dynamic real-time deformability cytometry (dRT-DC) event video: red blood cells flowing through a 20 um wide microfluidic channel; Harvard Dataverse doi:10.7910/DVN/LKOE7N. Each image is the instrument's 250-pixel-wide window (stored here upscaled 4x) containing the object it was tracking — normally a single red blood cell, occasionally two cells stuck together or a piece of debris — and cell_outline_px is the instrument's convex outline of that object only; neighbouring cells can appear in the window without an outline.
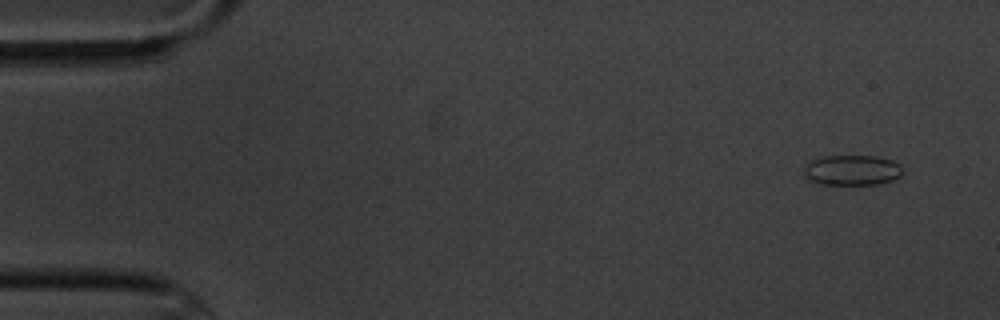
{"species": "common noctule bat (a hibernating species)", "species_latin": "Nyctalus noctula", "temperature_condition": "cold", "stored_images_in_passage": 6, "camera_frame_rate_fps": 3000, "um_per_image_px": 0.085, "animal": {"sex": "male", "body_mass_g": 20.1, "forearm_length_mm": 53.5}, "frame": {"image": 1, "passage_image": 1, "time_ms": 0.0, "image_size_px": [1000, 320], "cell_outline_px": [[900, 176], [892, 180], [880, 184], [820, 184], [804, 176], [804, 164], [808, 160], [820, 156], [876, 156], [892, 160], [900, 164]], "centroid_in_image_um": [72.37, 14.45], "position_along_channel_um": 12.6, "area_um2": 17.51}}
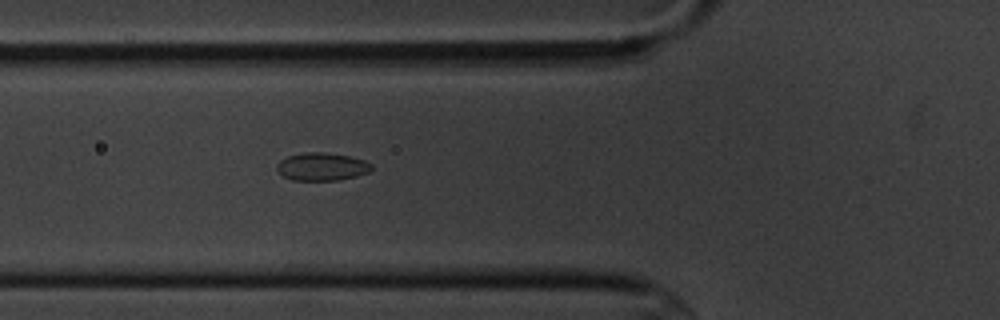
{"frame": {"image": 2, "passage_image": 6, "time_ms": 5.667, "image_size_px": [1000, 320], "cell_outline_px": [[372, 168], [368, 172], [356, 176], [340, 180], [292, 180], [284, 176], [276, 168], [276, 164], [280, 160], [288, 156], [304, 152], [324, 152], [348, 156], [364, 160], [372, 164]], "centroid_in_image_um": [27.35, 14.16], "position_along_channel_um": 98.4, "area_um2": 15.32}}